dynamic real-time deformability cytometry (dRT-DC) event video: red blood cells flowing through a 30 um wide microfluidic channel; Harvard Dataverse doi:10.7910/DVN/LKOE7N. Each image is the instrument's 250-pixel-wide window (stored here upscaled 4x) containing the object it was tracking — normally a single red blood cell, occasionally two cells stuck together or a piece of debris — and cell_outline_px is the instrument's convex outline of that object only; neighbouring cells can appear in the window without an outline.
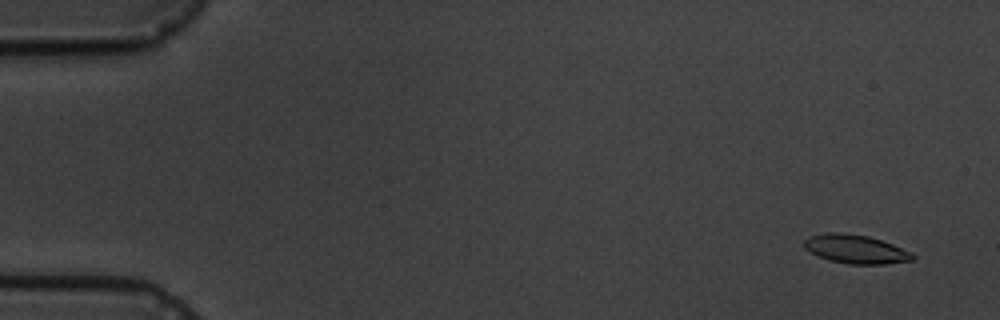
{"species": "common noctule bat (a hibernating species)", "species_latin": "Nyctalus noctula", "temperature_condition": "cold", "stored_images_in_passage": 11, "camera_frame_rate_fps": 3000, "um_per_image_px": 0.085, "animal": {"sex": "male", "body_mass_g": 19.5, "forearm_length_mm": 54.6}, "frame": {"image": 1, "passage_image": 1, "time_ms": 0.0, "image_size_px": [1000, 320], "cell_outline_px": [[916, 260], [884, 264], [848, 264], [828, 260], [816, 256], [804, 248], [804, 240], [808, 236], [824, 232], [840, 232], [868, 236], [892, 244], [912, 252], [916, 256]], "centroid_in_image_um": [72.71, 21.18], "position_along_channel_um": 12.3, "area_um2": 18.44}}
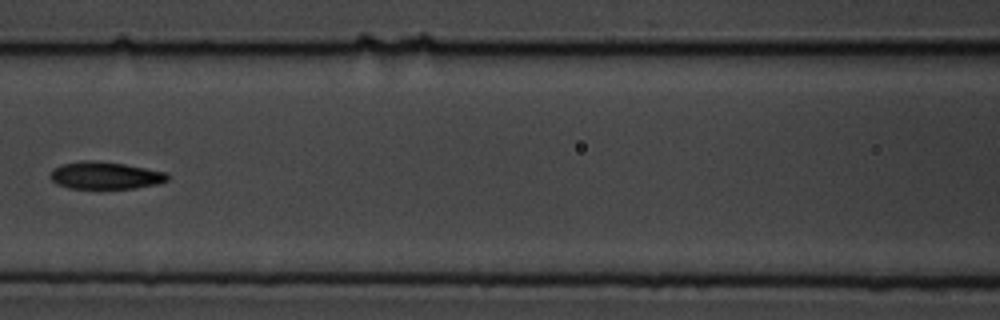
{"frame": {"image": 2, "passage_image": 7, "time_ms": 7.667, "image_size_px": [1000, 320], "cell_outline_px": [[168, 180], [156, 184], [132, 188], [68, 188], [56, 184], [48, 176], [52, 168], [64, 164], [80, 160], [92, 160], [124, 164], [168, 172]], "centroid_in_image_um": [8.9, 14.9], "position_along_channel_um": 157.7, "area_um2": 18.67}}
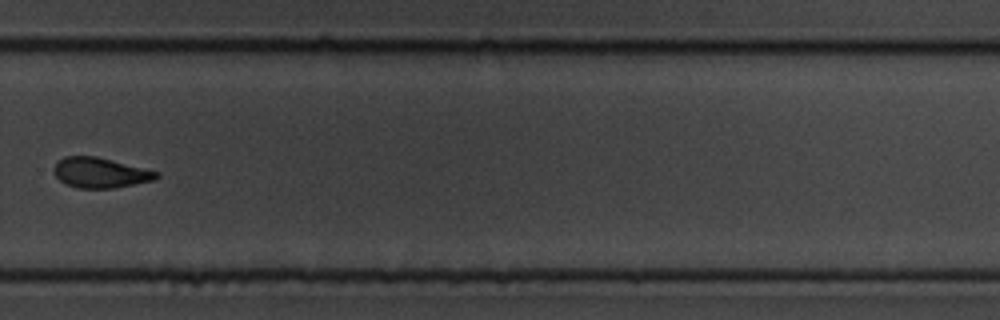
{"frame": {"image": 3, "passage_image": 11, "time_ms": 12.333, "image_size_px": [1000, 320], "cell_outline_px": [[160, 176], [152, 180], [116, 188], [80, 188], [64, 184], [56, 176], [56, 164], [64, 156], [96, 156], [160, 172]], "centroid_in_image_um": [8.55, 14.68], "position_along_channel_um": 321.2, "area_um2": 17.8}}